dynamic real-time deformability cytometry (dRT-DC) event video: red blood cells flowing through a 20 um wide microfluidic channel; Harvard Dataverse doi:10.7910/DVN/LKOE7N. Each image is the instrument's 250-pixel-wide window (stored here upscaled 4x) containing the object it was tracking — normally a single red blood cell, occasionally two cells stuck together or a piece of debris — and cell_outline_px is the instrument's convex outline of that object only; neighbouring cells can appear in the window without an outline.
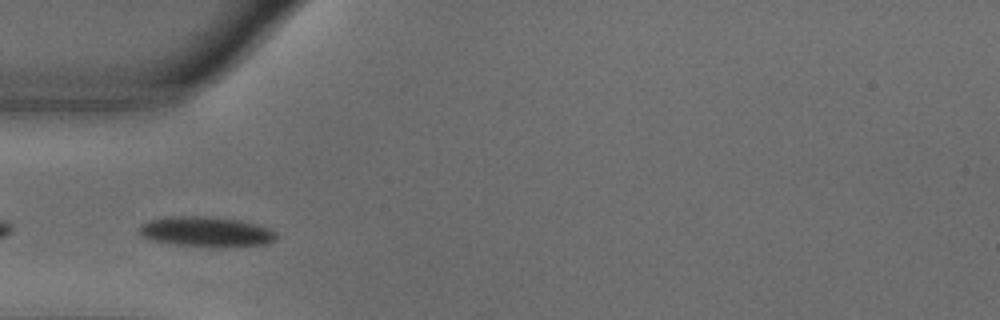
{"species": "common noctule bat (a hibernating species)", "species_latin": "Nyctalus noctula", "temperature_condition": "warm", "stored_images_in_passage": 40, "camera_frame_rate_fps": 3000, "um_per_image_px": 0.085, "animal": {"sex": "male", "body_mass_g": 18.8}, "frame": {"image": 1, "passage_image": 2, "time_ms": 0.333, "image_size_px": [1000, 320], "cell_outline_px": [[276, 240], [264, 244], [176, 244], [152, 240], [144, 236], [140, 232], [140, 224], [152, 220], [172, 216], [208, 216], [240, 220], [272, 228], [276, 232]], "centroid_in_image_um": [17.54, 19.64], "position_along_channel_um": 67.5, "area_um2": 22.83}}
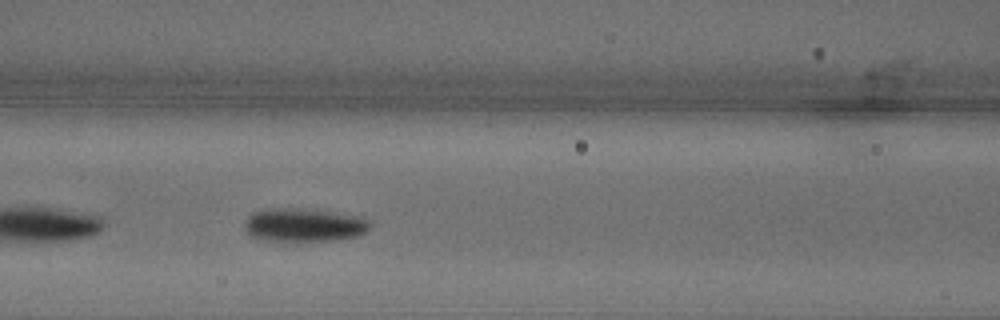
{"frame": {"image": 2, "passage_image": 8, "time_ms": 2.333, "image_size_px": [1000, 320], "cell_outline_px": [[372, 224], [364, 232], [356, 236], [332, 240], [260, 240], [252, 236], [244, 228], [244, 220], [252, 212], [284, 208], [328, 212], [364, 216]], "centroid_in_image_um": [25.83, 19.13], "position_along_channel_um": 140.8, "area_um2": 23.81}}
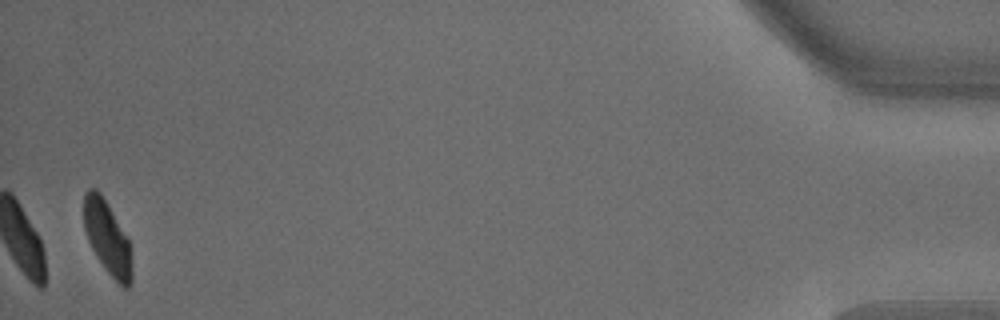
{"frame": {"image": 3, "passage_image": 39, "time_ms": 12.667, "image_size_px": [1000, 320], "cell_outline_px": [[132, 284], [128, 288], [124, 288], [104, 268], [96, 256], [88, 240], [84, 228], [84, 196], [88, 188], [96, 188], [100, 192], [128, 240], [132, 264]], "centroid_in_image_um": [9.12, 20.23], "position_along_channel_um": 426.1, "area_um2": 20.11}, "authors_computed_cell_mechanics": {"area_um2": 22.8021, "velocity_mm_per_s": 3.6244, "shape_relaxation_time_tau1_ms": 2.6537, "shape_relaxation_time_tau2_ms": 3.8891, "deformation_change_tau1": 0.137, "deformation_change_tau2": 0.0586}}